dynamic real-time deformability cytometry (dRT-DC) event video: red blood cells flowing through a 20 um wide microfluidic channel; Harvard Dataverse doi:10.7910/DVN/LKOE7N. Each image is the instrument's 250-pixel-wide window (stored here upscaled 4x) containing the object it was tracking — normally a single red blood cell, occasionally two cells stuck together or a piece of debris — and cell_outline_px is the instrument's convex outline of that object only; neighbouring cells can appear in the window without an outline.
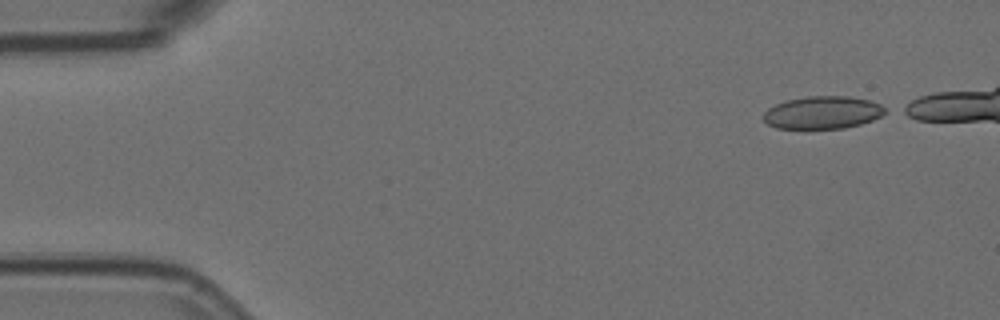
{"species": "Egyptian fruit bat (a non-hibernating species)", "species_latin": "Rousettus aegyptiacus", "temperature_condition": "room temperature", "stored_images_in_passage": 4, "camera_frame_rate_fps": 3000, "um_per_image_px": 0.085, "animal": {"sex": "female"}, "frame": {"image": 1, "passage_image": 4, "time_ms": 1.0, "image_size_px": [1000, 320], "cell_outline_px": [[888, 112], [872, 120], [860, 124], [844, 128], [776, 128], [768, 124], [764, 120], [764, 112], [768, 108], [776, 104], [788, 100], [808, 96], [848, 96], [868, 100], [880, 104], [888, 108]], "centroid_in_image_um": [69.96, 9.56], "position_along_channel_um": 15.0, "area_um2": 23.06}}